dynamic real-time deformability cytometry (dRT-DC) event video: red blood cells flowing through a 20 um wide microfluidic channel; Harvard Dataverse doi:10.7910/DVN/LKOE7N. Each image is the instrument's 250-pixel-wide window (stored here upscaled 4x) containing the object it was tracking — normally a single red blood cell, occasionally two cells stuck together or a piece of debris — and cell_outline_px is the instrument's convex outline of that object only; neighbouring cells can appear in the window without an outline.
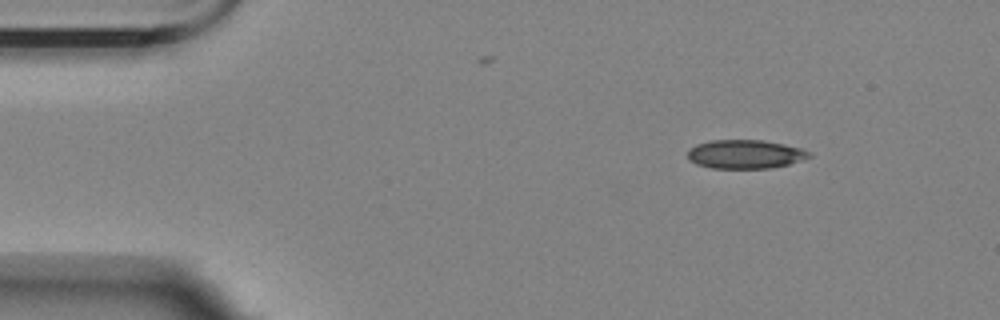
{"species": "Egyptian fruit bat (a non-hibernating species)", "species_latin": "Rousettus aegyptiacus", "temperature_condition": "room temperature", "stored_images_in_passage": 4, "camera_frame_rate_fps": 3000, "um_per_image_px": 0.085, "animal": {"sex": "female"}, "frame": {"image": 1, "passage_image": 1, "time_ms": 0.0, "image_size_px": [1000, 320], "cell_outline_px": [[812, 156], [788, 164], [772, 168], [712, 168], [696, 164], [688, 160], [688, 148], [696, 144], [712, 140], [760, 140], [784, 144], [800, 148], [812, 152]], "centroid_in_image_um": [63.32, 13.1], "position_along_channel_um": 21.7, "area_um2": 20.4}}
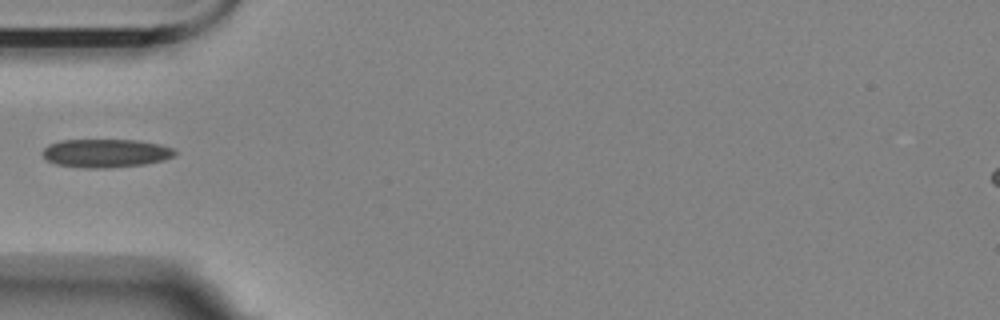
{"frame": {"image": 2, "passage_image": 4, "time_ms": 3.667, "image_size_px": [1000, 320], "cell_outline_px": [[176, 152], [172, 156], [164, 160], [144, 164], [108, 168], [84, 168], [56, 164], [48, 160], [40, 152], [48, 144], [60, 140], [136, 140], [160, 144], [172, 148]], "centroid_in_image_um": [8.95, 13.02], "position_along_channel_um": 76.0, "area_um2": 21.91}}